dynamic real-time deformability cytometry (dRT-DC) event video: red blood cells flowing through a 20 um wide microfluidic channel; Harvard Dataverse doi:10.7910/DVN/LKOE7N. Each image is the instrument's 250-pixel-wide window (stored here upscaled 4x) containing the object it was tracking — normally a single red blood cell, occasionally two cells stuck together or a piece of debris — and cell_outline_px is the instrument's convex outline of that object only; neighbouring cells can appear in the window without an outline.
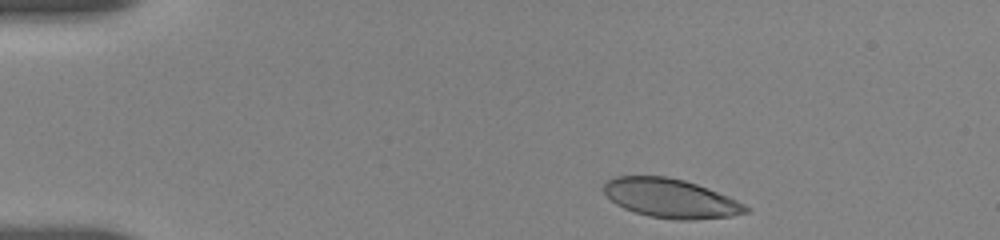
{"species": "human", "species_latin": "Homo sapiens", "temperature_condition": "room temperature", "stored_images_in_passage": 39, "camera_frame_rate_fps": 3000, "um_per_image_px": 0.085, "donor": {"sex": "female"}, "frame": {"image": 1, "passage_image": 2, "time_ms": 0.333, "image_size_px": [1000, 240], "cell_outline_px": [[752, 208], [748, 212], [732, 216], [692, 220], [676, 220], [648, 216], [624, 208], [616, 204], [600, 188], [608, 180], [616, 176], [668, 176], [684, 180], [708, 188], [728, 196]], "centroid_in_image_um": [57.01, 16.86], "position_along_channel_um": 28.0, "area_um2": 32.37}}
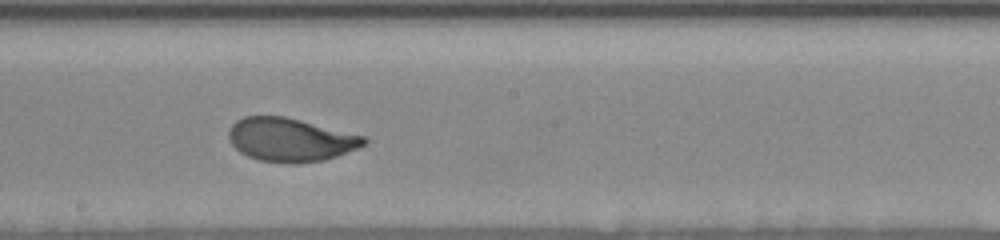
{"frame": {"image": 2, "passage_image": 20, "time_ms": 7.667, "image_size_px": [1000, 240], "cell_outline_px": [[368, 140], [364, 144], [356, 148], [336, 156], [324, 160], [296, 164], [288, 164], [260, 160], [248, 156], [240, 152], [232, 144], [228, 136], [228, 128], [236, 120], [244, 116], [284, 116], [368, 136]], "centroid_in_image_um": [24.68, 11.87], "position_along_channel_um": 223.5, "area_um2": 34.45}}
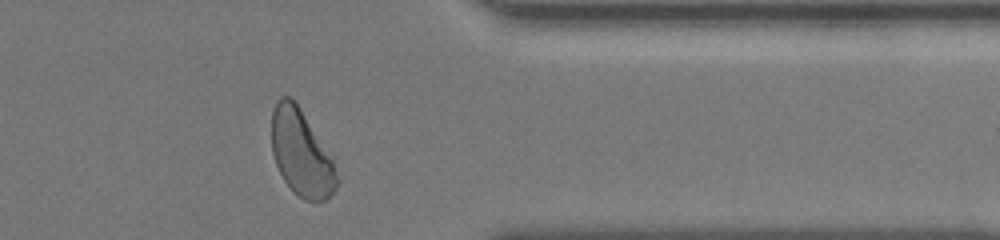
{"frame": {"image": 3, "passage_image": 37, "time_ms": 12.333, "image_size_px": [1000, 240], "cell_outline_px": [[340, 180], [336, 188], [324, 200], [304, 200], [284, 180], [276, 164], [272, 152], [272, 112], [276, 100], [280, 96], [288, 96], [300, 108], [336, 156]], "centroid_in_image_um": [25.69, 12.98], "position_along_channel_um": 385.7, "area_um2": 33.52}, "authors_computed_cell_mechanics": {"area_um2": 34.391, "velocity_mm_per_s": 3.6476, "shape_relaxation_time_tau1_ms": 3.288, "shape_relaxation_time_tau2_ms": null, "deformation_change_tau1": 0.1716, "deformation_change_tau2": null}}